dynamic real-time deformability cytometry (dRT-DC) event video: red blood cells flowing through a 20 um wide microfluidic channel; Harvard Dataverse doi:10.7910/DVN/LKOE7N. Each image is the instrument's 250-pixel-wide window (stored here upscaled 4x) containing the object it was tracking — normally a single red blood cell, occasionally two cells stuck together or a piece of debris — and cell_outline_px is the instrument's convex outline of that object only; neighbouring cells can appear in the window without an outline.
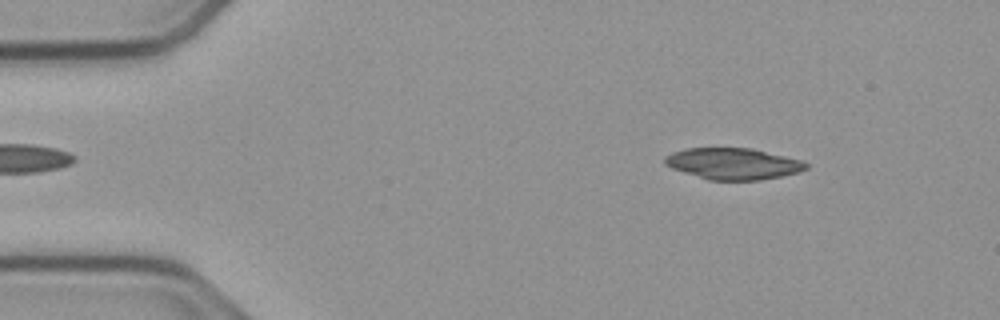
{"species": "common noctule bat (a hibernating species)", "species_latin": "Nyctalus noctula", "temperature_condition": "cold", "stored_images_in_passage": 53, "camera_frame_rate_fps": 3000, "um_per_image_px": 0.085, "animal": {"sex": "male", "body_mass_g": 23.1, "forearm_length_mm": 52.7}, "frame": {"image": 1, "passage_image": 6, "time_ms": 1.667, "image_size_px": [1000, 320], "cell_outline_px": [[808, 168], [800, 172], [760, 180], [708, 180], [672, 168], [664, 164], [664, 156], [672, 152], [684, 148], [752, 148], [800, 160], [808, 164]], "centroid_in_image_um": [62.29, 13.91], "position_along_channel_um": 22.7, "area_um2": 25.78}}
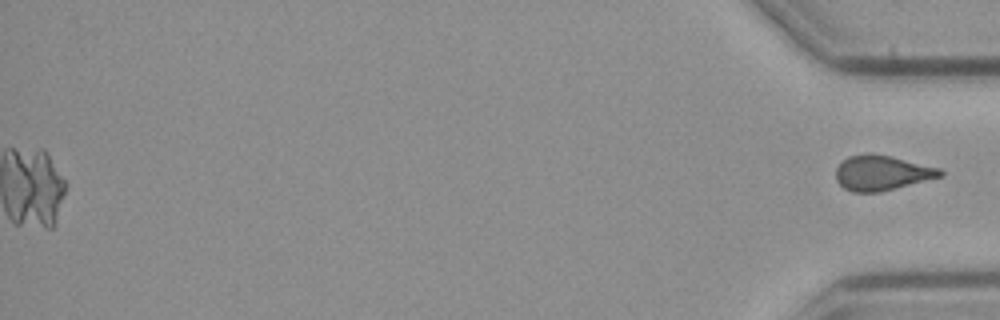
{"frame": {"image": 2, "passage_image": 53, "time_ms": 17.333, "image_size_px": [1000, 320], "cell_outline_px": [[944, 176], [880, 192], [852, 192], [844, 188], [836, 180], [836, 168], [848, 156], [868, 152], [888, 156], [940, 168], [944, 172]], "centroid_in_image_um": [74.95, 14.7], "position_along_channel_um": 360.2, "area_um2": 21.21}}